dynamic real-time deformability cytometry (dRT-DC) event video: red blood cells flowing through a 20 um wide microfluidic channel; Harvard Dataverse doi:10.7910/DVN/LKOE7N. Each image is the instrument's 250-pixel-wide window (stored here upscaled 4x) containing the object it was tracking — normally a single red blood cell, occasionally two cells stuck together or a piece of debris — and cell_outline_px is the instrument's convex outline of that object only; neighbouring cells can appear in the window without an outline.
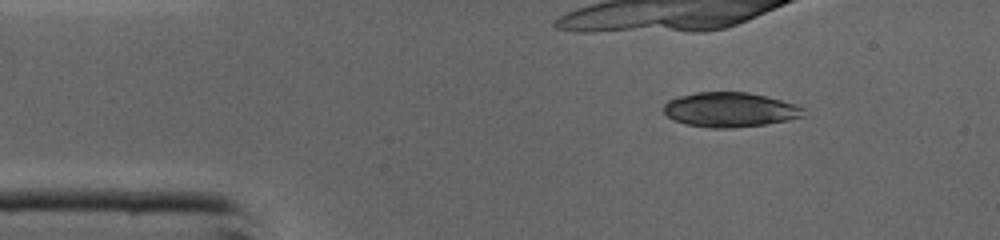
{"species": "common noctule bat (a hibernating species)", "species_latin": "Nyctalus noctula", "temperature_condition": "cold", "stored_images_in_passage": 17, "camera_frame_rate_fps": 3000, "um_per_image_px": 0.085, "animal": {"sex": "male", "body_mass_g": 19.0, "forearm_length_mm": 50.8}, "frame": {"image": 1, "passage_image": 6, "time_ms": 1.667, "image_size_px": [1000, 240], "cell_outline_px": [[804, 116], [788, 120], [768, 124], [732, 128], [708, 128], [684, 124], [672, 120], [664, 112], [664, 104], [668, 100], [676, 96], [696, 92], [748, 92], [796, 104], [804, 108]], "centroid_in_image_um": [62.01, 9.33], "position_along_channel_um": 23.0, "area_um2": 28.5}}